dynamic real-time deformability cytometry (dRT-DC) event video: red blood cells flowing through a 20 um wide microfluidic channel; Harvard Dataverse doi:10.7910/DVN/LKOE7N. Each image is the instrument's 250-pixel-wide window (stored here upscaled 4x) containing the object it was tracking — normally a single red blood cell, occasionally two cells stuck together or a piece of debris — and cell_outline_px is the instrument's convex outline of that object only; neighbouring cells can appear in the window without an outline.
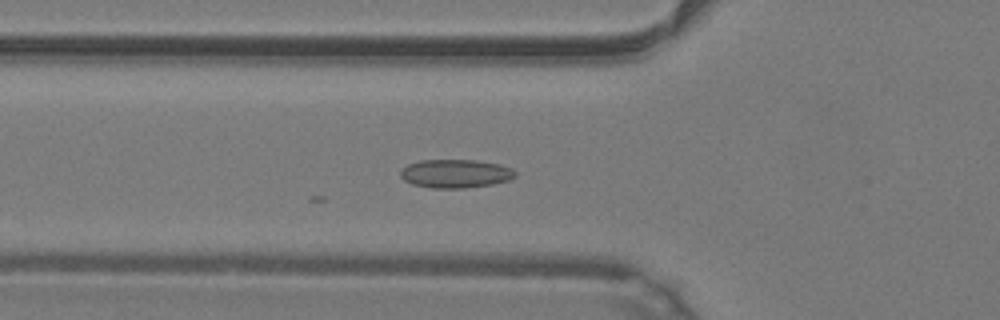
{"species": "common noctule bat (a hibernating species)", "species_latin": "Nyctalus noctula", "temperature_condition": "warm", "stored_images_in_passage": 36, "camera_frame_rate_fps": 3000, "um_per_image_px": 0.085, "animal": {"sex": "male", "body_mass_g": 19.2, "forearm_length_mm": 51.8}, "frame": {"image": 1, "passage_image": 8, "time_ms": 2.333, "image_size_px": [1000, 320], "cell_outline_px": [[516, 176], [508, 180], [492, 184], [464, 188], [432, 188], [412, 184], [404, 180], [400, 176], [400, 172], [408, 164], [420, 160], [476, 160], [500, 164], [512, 168], [516, 172]], "centroid_in_image_um": [38.72, 14.75], "position_along_channel_um": 87.1, "area_um2": 19.07}}
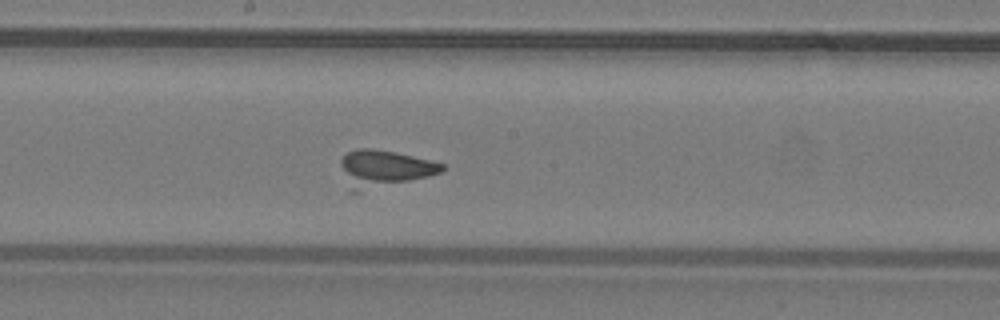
{"frame": {"image": 2, "passage_image": 17, "time_ms": 5.333, "image_size_px": [1000, 320], "cell_outline_px": [[444, 168], [440, 172], [428, 176], [360, 192], [348, 192], [340, 164], [340, 160], [348, 152], [360, 148], [368, 148], [396, 152], [444, 164]], "centroid_in_image_um": [32.56, 14.35], "position_along_channel_um": 215.6, "area_um2": 21.62}}
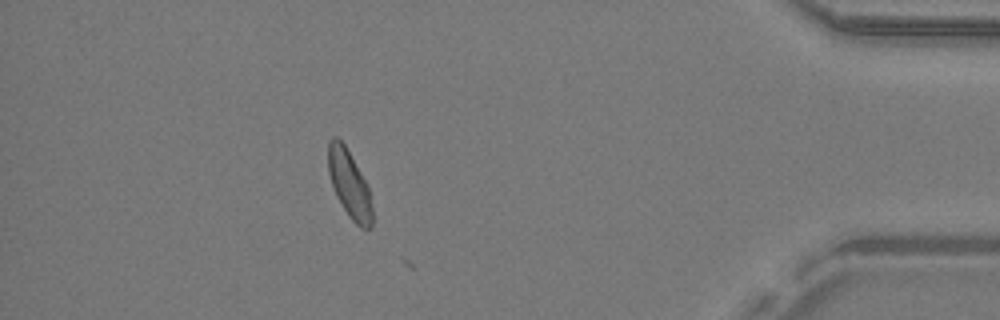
{"frame": {"image": 3, "passage_image": 34, "time_ms": 11.0, "image_size_px": [1000, 320], "cell_outline_px": [[372, 228], [360, 228], [348, 216], [336, 196], [328, 172], [328, 140], [332, 136], [336, 136], [344, 144], [360, 172], [368, 188], [372, 208]], "centroid_in_image_um": [29.67, 15.66], "position_along_channel_um": 405.5, "area_um2": 17.11}}